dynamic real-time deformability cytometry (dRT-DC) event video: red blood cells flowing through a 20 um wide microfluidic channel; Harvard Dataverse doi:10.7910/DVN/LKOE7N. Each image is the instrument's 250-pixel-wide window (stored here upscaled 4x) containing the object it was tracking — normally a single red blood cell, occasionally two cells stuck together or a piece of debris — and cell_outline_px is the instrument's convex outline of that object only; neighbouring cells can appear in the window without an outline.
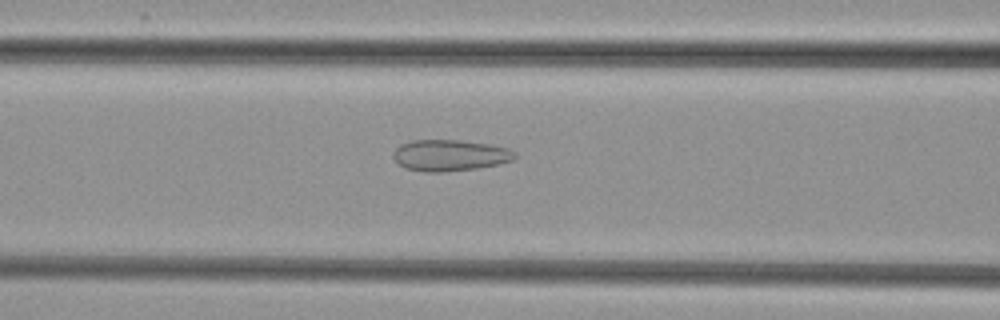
{"species": "common noctule bat (a hibernating species)", "species_latin": "Nyctalus noctula", "temperature_condition": "cold", "stored_images_in_passage": 46, "camera_frame_rate_fps": 3000, "um_per_image_px": 0.085, "animal": {"sex": "female", "body_mass_g": 29.2, "forearm_length_mm": 56.3}, "frame": {"image": 1, "passage_image": 15, "time_ms": 4.667, "image_size_px": [1000, 320], "cell_outline_px": [[516, 156], [512, 160], [500, 164], [476, 168], [444, 172], [424, 172], [404, 168], [392, 156], [392, 152], [400, 144], [412, 140], [460, 140], [492, 144], [508, 148], [516, 152]], "centroid_in_image_um": [38.24, 13.2], "position_along_channel_um": 128.4, "area_um2": 22.37}}
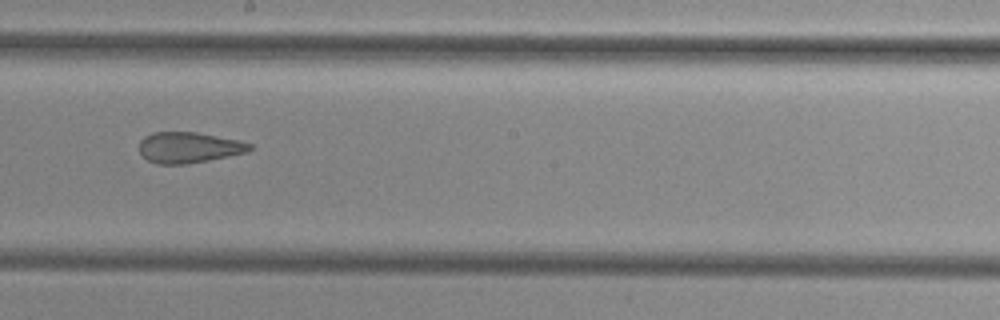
{"frame": {"image": 2, "passage_image": 23, "time_ms": 7.333, "image_size_px": [1000, 320], "cell_outline_px": [[252, 148], [248, 152], [208, 160], [184, 164], [156, 164], [148, 160], [140, 152], [140, 140], [144, 136], [152, 132], [196, 132], [240, 140], [252, 144]], "centroid_in_image_um": [16.05, 12.53], "position_along_channel_um": 232.1, "area_um2": 19.83}}
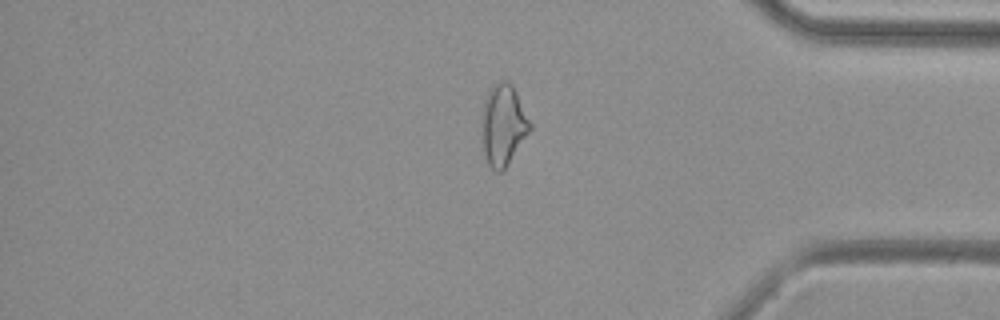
{"frame": {"image": 3, "passage_image": 37, "time_ms": 12.0, "image_size_px": [1000, 320], "cell_outline_px": [[532, 128], [504, 172], [496, 172], [488, 164], [484, 152], [480, 124], [480, 112], [484, 100], [488, 92], [496, 80], [508, 80], [512, 84], [532, 124]], "centroid_in_image_um": [42.75, 10.62], "position_along_channel_um": 392.4, "area_um2": 23.41}}